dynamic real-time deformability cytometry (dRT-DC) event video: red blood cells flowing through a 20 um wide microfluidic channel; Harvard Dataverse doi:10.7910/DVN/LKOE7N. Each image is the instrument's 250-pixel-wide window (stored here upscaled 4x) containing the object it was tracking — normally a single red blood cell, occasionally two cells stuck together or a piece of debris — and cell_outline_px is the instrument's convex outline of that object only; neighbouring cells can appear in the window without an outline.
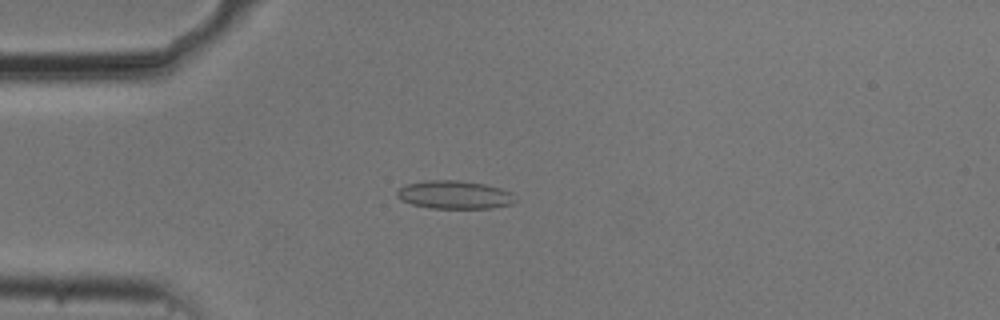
{"species": "common noctule bat (a hibernating species)", "species_latin": "Nyctalus noctula", "temperature_condition": "cold", "stored_images_in_passage": 45, "camera_frame_rate_fps": 3000, "um_per_image_px": 0.085, "animal": {"sex": "male", "body_mass_g": 20.5, "forearm_length_mm": 52.5}, "frame": {"image": 1, "passage_image": 5, "time_ms": 1.333, "image_size_px": [1000, 320], "cell_outline_px": [[516, 200], [512, 204], [492, 208], [428, 208], [412, 204], [396, 196], [396, 192], [400, 188], [408, 184], [428, 180], [456, 180], [484, 184], [500, 188], [512, 192]], "centroid_in_image_um": [38.66, 16.56], "position_along_channel_um": 46.3, "area_um2": 19.31}}
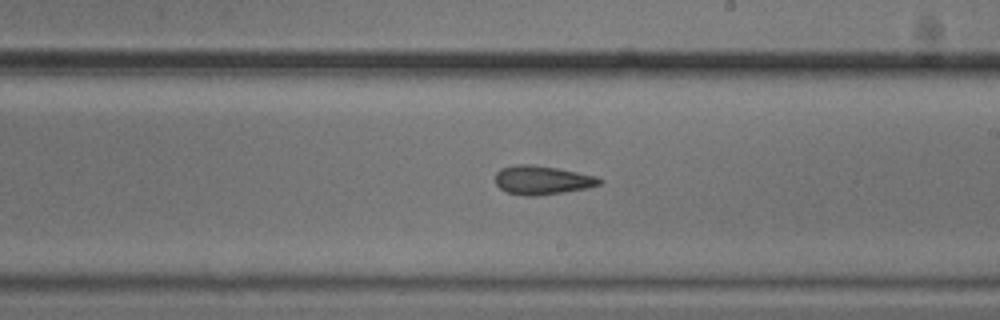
{"frame": {"image": 2, "passage_image": 22, "time_ms": 7.0, "image_size_px": [1000, 320], "cell_outline_px": [[604, 180], [600, 184], [588, 188], [564, 192], [536, 196], [524, 196], [508, 192], [500, 188], [496, 184], [496, 172], [500, 168], [516, 164], [532, 164], [556, 168], [596, 176]], "centroid_in_image_um": [46.08, 15.31], "position_along_channel_um": 242.9, "area_um2": 17.51}}
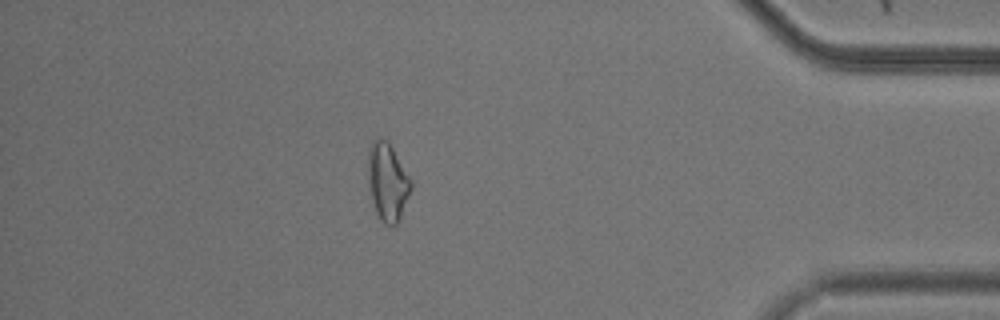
{"frame": {"image": 3, "passage_image": 38, "time_ms": 12.333, "image_size_px": [1000, 320], "cell_outline_px": [[412, 188], [400, 216], [396, 224], [384, 224], [380, 220], [376, 212], [372, 200], [368, 180], [368, 148], [372, 140], [376, 136], [380, 136], [388, 140], [412, 180]], "centroid_in_image_um": [32.93, 15.38], "position_along_channel_um": 402.3, "area_um2": 19.59}, "authors_computed_cell_mechanics": {"area_um2": 17.7446, "velocity_mm_per_s": 3.7325, "shape_relaxation_time_tau1_ms": 6.7471, "shape_relaxation_time_tau2_ms": 3.0573, "deformation_change_tau1": 0.1203, "deformation_change_tau2": 0.1116}}